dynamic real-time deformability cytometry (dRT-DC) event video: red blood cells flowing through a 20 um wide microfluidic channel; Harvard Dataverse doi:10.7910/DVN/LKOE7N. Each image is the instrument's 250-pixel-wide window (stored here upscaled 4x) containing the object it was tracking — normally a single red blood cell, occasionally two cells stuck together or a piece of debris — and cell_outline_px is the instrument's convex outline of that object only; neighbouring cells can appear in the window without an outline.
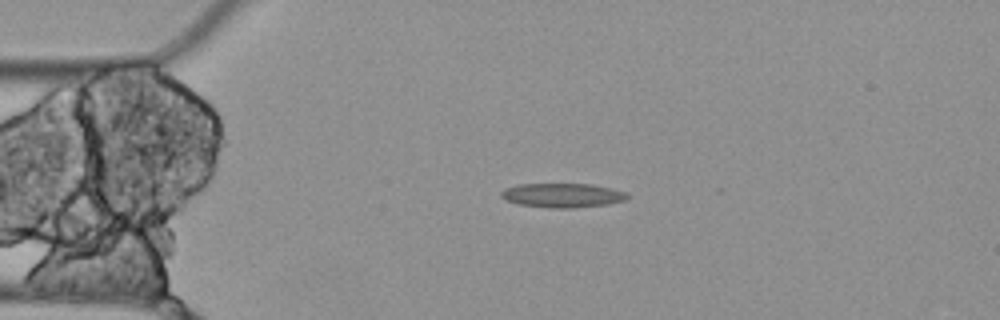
{"species": "Egyptian fruit bat (a non-hibernating species)", "species_latin": "Rousettus aegyptiacus", "temperature_condition": "cold", "stored_images_in_passage": 5, "camera_frame_rate_fps": 3000, "um_per_image_px": 0.085, "animal": {"sex": "female"}, "frame": {"image": 1, "passage_image": 5, "time_ms": 1.333, "image_size_px": [1000, 320], "cell_outline_px": [[628, 196], [624, 200], [608, 204], [572, 208], [548, 208], [520, 204], [508, 200], [500, 196], [500, 192], [504, 188], [516, 184], [592, 184], [612, 188], [628, 192]], "centroid_in_image_um": [47.81, 16.59], "position_along_channel_um": 37.2, "area_um2": 17.86}}